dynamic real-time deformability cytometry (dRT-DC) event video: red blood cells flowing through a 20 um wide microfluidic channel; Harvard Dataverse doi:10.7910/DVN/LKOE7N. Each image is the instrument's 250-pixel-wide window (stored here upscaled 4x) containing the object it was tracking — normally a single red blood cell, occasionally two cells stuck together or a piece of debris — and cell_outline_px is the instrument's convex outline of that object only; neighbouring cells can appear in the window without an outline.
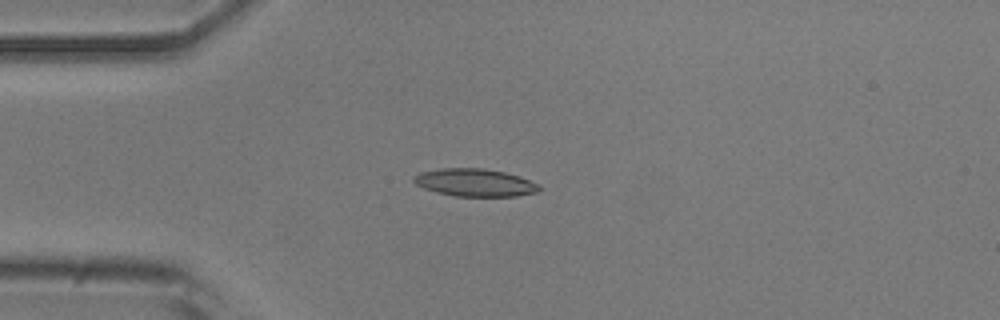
{"species": "common noctule bat (a hibernating species)", "species_latin": "Nyctalus noctula", "temperature_condition": "room temperature", "stored_images_in_passage": 3, "camera_frame_rate_fps": 3000, "um_per_image_px": 0.085, "animal": {"sex": "male", "body_mass_g": 20.5, "forearm_length_mm": 52.5}, "frame": {"image": 1, "passage_image": 3, "time_ms": 0.667, "image_size_px": [1000, 320], "cell_outline_px": [[540, 188], [536, 192], [516, 196], [456, 196], [436, 192], [424, 188], [416, 184], [412, 180], [412, 176], [420, 172], [440, 168], [484, 168], [504, 172], [520, 176], [540, 184]], "centroid_in_image_um": [40.35, 15.51], "position_along_channel_um": 44.7, "area_um2": 20.29}}